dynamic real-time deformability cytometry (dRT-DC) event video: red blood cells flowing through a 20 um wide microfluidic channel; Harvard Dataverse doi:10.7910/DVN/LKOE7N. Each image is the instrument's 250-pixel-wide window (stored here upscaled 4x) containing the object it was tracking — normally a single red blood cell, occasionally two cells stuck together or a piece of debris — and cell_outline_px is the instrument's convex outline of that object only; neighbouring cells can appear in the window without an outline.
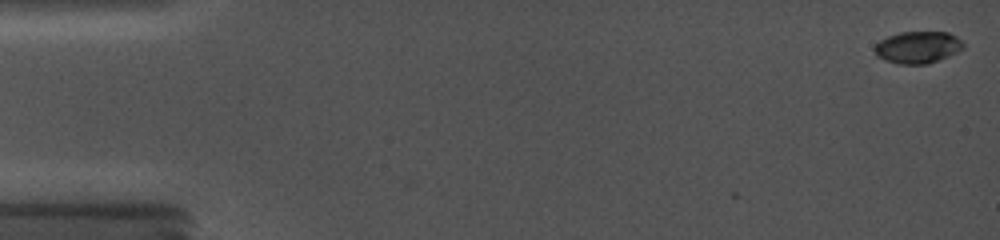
{"species": "common noctule bat (a hibernating species)", "species_latin": "Nyctalus noctula", "temperature_condition": "cold", "stored_images_in_passage": 4, "camera_frame_rate_fps": 5000, "um_per_image_px": 0.085, "animal": {"sex": "female", "body_mass_g": 19.0, "forearm_length_mm": 56.7}, "frame": {"image": 1, "passage_image": 4, "time_ms": 1.0, "image_size_px": [1000, 240], "cell_outline_px": [[964, 48], [948, 56], [928, 64], [900, 64], [884, 60], [876, 56], [876, 44], [880, 40], [888, 36], [900, 32], [948, 32], [956, 36], [964, 44]], "centroid_in_image_um": [78.02, 4.02], "position_along_channel_um": 7.0, "area_um2": 16.42}}